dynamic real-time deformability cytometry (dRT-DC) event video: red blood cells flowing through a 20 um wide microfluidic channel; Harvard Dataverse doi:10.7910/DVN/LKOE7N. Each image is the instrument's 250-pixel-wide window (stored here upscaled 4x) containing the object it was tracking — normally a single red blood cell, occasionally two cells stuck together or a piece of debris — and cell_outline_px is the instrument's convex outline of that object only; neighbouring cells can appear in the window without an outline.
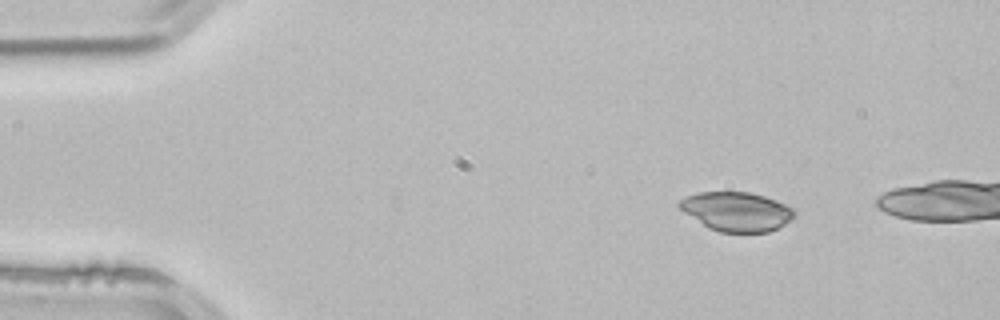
{"species": "common noctule bat (a hibernating species)", "species_latin": "Nyctalus noctula", "temperature_condition": "room temperature", "stored_images_in_passage": 2, "camera_frame_rate_fps": 3000, "um_per_image_px": 0.085, "animal": {"sex": "male", "body_mass_g": 21.5, "forearm_length_mm": 52.0}, "frame": {"image": 1, "passage_image": 1, "time_ms": 0.0, "image_size_px": [1000, 320], "cell_outline_px": [[796, 212], [784, 224], [768, 232], [720, 232], [708, 228], [684, 212], [676, 204], [684, 196], [696, 192], [748, 192], [764, 196], [776, 200], [796, 208]], "centroid_in_image_um": [62.58, 17.96], "position_along_channel_um": 22.4, "area_um2": 26.24}}